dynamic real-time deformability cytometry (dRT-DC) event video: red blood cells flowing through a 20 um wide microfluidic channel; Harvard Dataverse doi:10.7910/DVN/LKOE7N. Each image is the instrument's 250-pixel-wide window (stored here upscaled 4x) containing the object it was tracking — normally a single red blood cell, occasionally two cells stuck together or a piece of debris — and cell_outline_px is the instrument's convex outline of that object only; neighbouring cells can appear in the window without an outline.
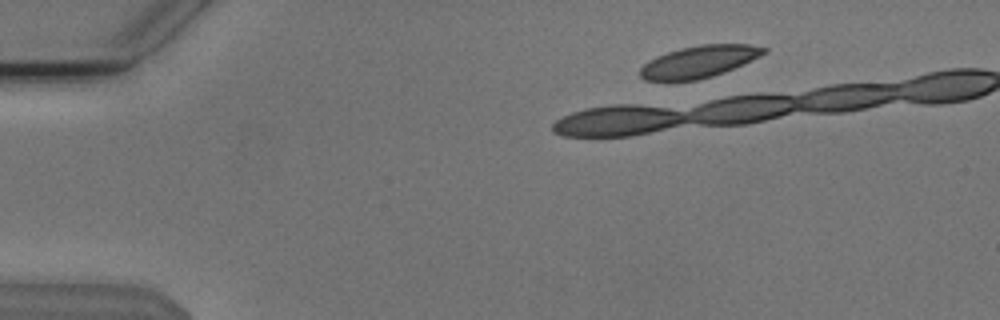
{"species": "Egyptian fruit bat (a non-hibernating species)", "species_latin": "Rousettus aegyptiacus", "temperature_condition": "cold", "stored_images_in_passage": 7, "camera_frame_rate_fps": 3000, "um_per_image_px": 0.085, "animal": {"sex": "male"}, "frame": {"image": 1, "passage_image": 2, "time_ms": 0.333, "image_size_px": [1000, 320], "cell_outline_px": [[768, 52], [724, 72], [712, 76], [696, 80], [644, 80], [640, 76], [640, 68], [648, 60], [656, 56], [680, 48], [700, 44], [748, 44], [768, 48]], "centroid_in_image_um": [59.41, 5.22], "position_along_channel_um": 25.6, "area_um2": 22.83}}